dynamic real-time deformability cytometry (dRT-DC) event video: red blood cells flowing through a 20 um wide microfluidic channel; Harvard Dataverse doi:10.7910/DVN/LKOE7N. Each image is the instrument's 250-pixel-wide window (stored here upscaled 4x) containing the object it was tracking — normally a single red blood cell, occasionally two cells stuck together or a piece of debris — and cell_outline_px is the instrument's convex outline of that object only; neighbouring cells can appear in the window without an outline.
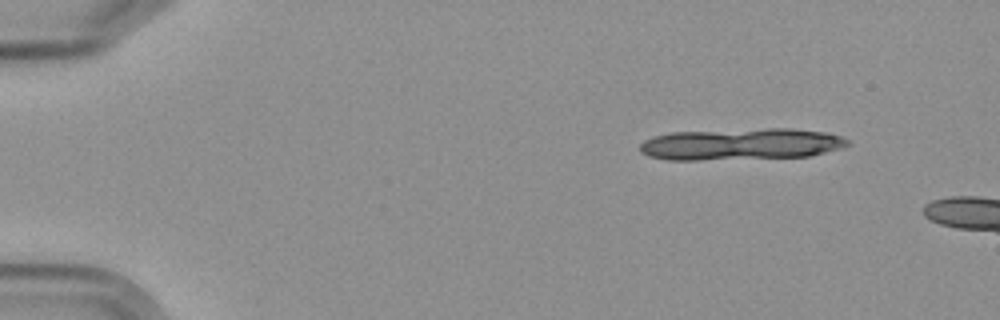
{"species": "Egyptian fruit bat (a non-hibernating species)", "species_latin": "Rousettus aegyptiacus", "temperature_condition": "cold", "stored_images_in_passage": 4, "camera_frame_rate_fps": 3000, "um_per_image_px": 0.085, "frame": {"image": 1, "passage_image": 1, "time_ms": 0.0, "image_size_px": [1000, 320], "cell_outline_px": [[848, 144], [844, 148], [808, 156], [700, 160], [668, 160], [648, 156], [640, 152], [640, 144], [644, 140], [656, 136], [672, 132], [764, 128], [792, 128], [824, 132], [840, 136], [848, 140]], "centroid_in_image_um": [62.98, 12.25], "position_along_channel_um": 22.0, "area_um2": 38.38}}